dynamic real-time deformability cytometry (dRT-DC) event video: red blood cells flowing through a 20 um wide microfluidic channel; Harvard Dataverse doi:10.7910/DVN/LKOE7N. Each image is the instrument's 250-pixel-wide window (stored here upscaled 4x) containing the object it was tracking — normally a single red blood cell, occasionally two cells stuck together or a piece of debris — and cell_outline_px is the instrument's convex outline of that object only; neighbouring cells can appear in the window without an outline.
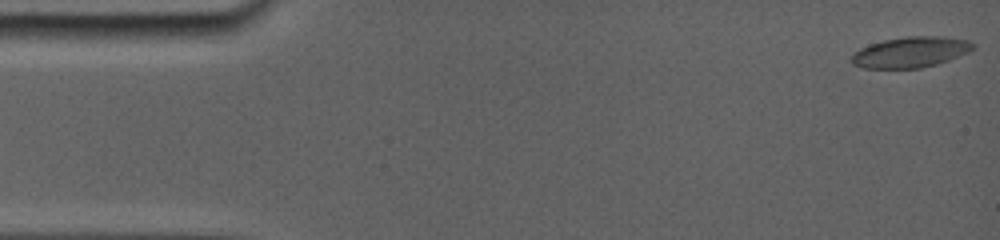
{"species": "common noctule bat (a hibernating species)", "species_latin": "Nyctalus noctula", "temperature_condition": "room temperature", "stored_images_in_passage": 15, "camera_frame_rate_fps": 5000, "um_per_image_px": 0.085, "animal": {"sex": "female", "body_mass_g": 19.0, "forearm_length_mm": 56.7}, "frame": {"image": 1, "passage_image": 1, "time_ms": 0.0, "image_size_px": [1000, 240], "cell_outline_px": [[976, 48], [968, 52], [948, 60], [936, 64], [920, 68], [864, 68], [852, 64], [848, 60], [860, 48], [884, 40], [904, 36], [944, 36], [968, 40], [976, 44]], "centroid_in_image_um": [77.42, 4.43], "position_along_channel_um": 7.6, "area_um2": 21.79}}
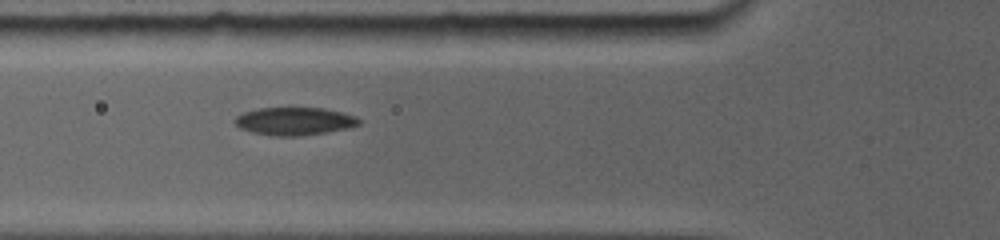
{"frame": {"image": 2, "passage_image": 13, "time_ms": 5.6, "image_size_px": [1000, 240], "cell_outline_px": [[360, 124], [344, 128], [324, 132], [296, 136], [280, 136], [256, 132], [244, 128], [236, 124], [236, 116], [244, 112], [260, 108], [324, 108], [356, 116], [360, 120]], "centroid_in_image_um": [25.06, 10.28], "position_along_channel_um": 100.7, "area_um2": 19.42}}
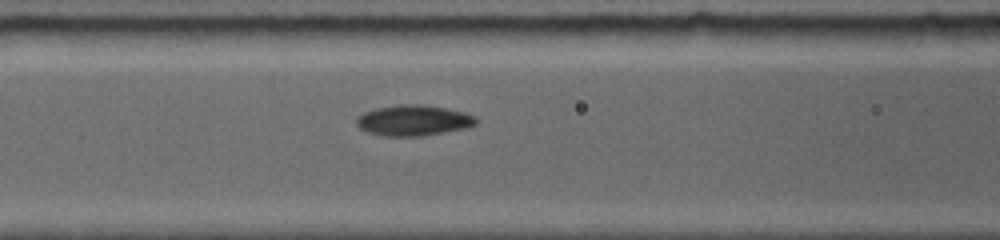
{"frame": {"image": 3, "passage_image": 15, "time_ms": 6.4, "image_size_px": [1000, 240], "cell_outline_px": [[476, 124], [460, 128], [440, 132], [416, 136], [388, 136], [372, 132], [360, 128], [356, 124], [356, 116], [364, 112], [376, 108], [400, 104], [424, 104], [464, 112], [476, 116]], "centroid_in_image_um": [35.1, 10.2], "position_along_channel_um": 131.5, "area_um2": 20.87}}